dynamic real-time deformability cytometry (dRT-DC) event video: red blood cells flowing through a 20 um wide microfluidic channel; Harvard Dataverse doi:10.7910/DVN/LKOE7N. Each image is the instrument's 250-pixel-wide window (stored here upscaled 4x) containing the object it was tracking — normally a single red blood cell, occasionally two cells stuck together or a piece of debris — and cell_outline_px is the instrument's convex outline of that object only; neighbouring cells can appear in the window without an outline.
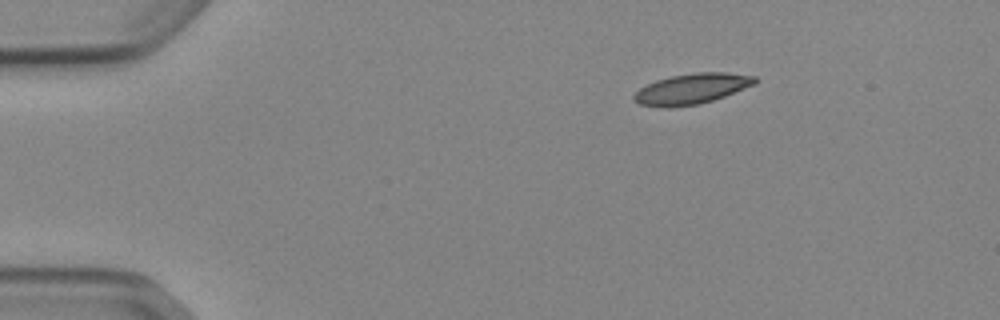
{"species": "Egyptian fruit bat (a non-hibernating species)", "species_latin": "Rousettus aegyptiacus", "temperature_condition": "cold", "stored_images_in_passage": 45, "camera_frame_rate_fps": 3000, "um_per_image_px": 0.085, "animal": {"sex": "female"}, "frame": {"image": 1, "passage_image": 1, "time_ms": 0.0, "image_size_px": [1000, 320], "cell_outline_px": [[756, 84], [724, 96], [700, 104], [668, 108], [664, 108], [640, 104], [632, 96], [640, 88], [656, 80], [672, 76], [696, 72], [724, 72], [756, 76]], "centroid_in_image_um": [58.81, 7.55], "position_along_channel_um": 26.2, "area_um2": 21.39}}
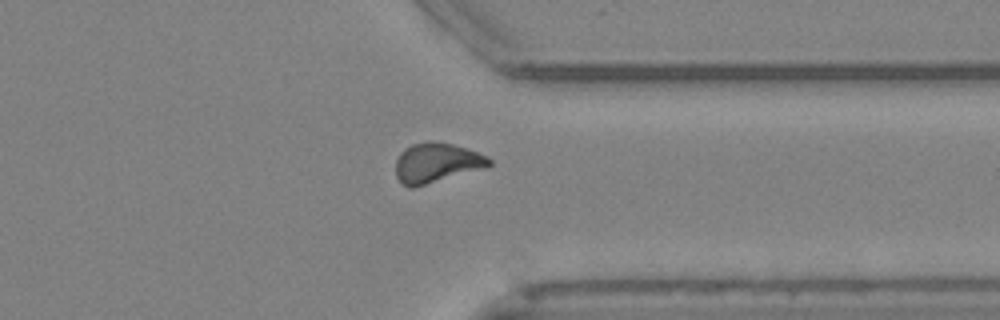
{"frame": {"image": 2, "passage_image": 34, "time_ms": 11.0, "image_size_px": [1000, 320], "cell_outline_px": [[492, 164], [488, 168], [412, 188], [408, 188], [400, 184], [396, 176], [396, 160], [400, 152], [404, 148], [412, 144], [428, 140], [452, 144], [488, 156], [492, 160]], "centroid_in_image_um": [37.1, 13.86], "position_along_channel_um": 374.3, "area_um2": 22.02}}
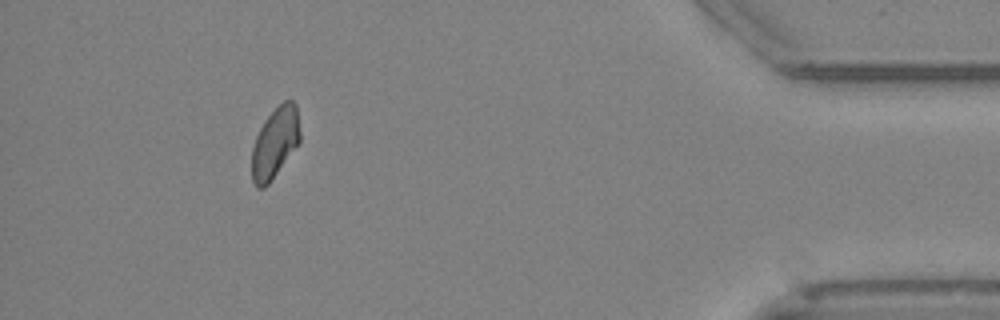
{"frame": {"image": 3, "passage_image": 41, "time_ms": 13.333, "image_size_px": [1000, 320], "cell_outline_px": [[300, 140], [268, 184], [264, 188], [256, 188], [252, 180], [252, 148], [256, 136], [264, 120], [284, 100], [292, 100], [296, 104], [300, 132]], "centroid_in_image_um": [23.36, 12.13], "position_along_channel_um": 411.8, "area_um2": 19.48}, "authors_computed_cell_mechanics": {"area_um2": 21.386, "velocity_mm_per_s": 3.8571, "shape_relaxation_time_tau1_ms": 7.4505, "shape_relaxation_time_tau2_ms": 5.9888, "deformation_change_tau1": 0.1271, "deformation_change_tau2": 0.1036}}